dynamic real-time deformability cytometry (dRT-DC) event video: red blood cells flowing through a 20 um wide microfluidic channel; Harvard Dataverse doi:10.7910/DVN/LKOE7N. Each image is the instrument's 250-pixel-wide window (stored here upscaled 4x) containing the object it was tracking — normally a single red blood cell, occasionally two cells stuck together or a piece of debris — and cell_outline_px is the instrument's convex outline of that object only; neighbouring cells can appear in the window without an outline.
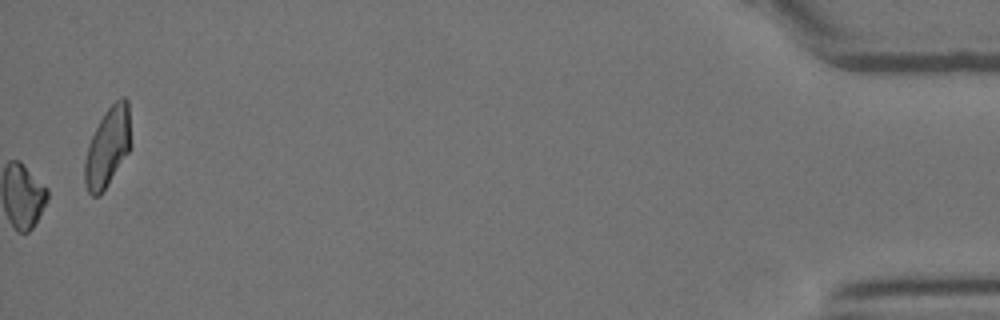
{"species": "Egyptian fruit bat (a non-hibernating species)", "species_latin": "Rousettus aegyptiacus", "temperature_condition": "room temperature", "stored_images_in_passage": 49, "camera_frame_rate_fps": 3000, "um_per_image_px": 0.085, "animal": {"sex": "female"}, "frame": {"image": 1, "passage_image": 49, "time_ms": 16.0, "image_size_px": [1000, 320], "cell_outline_px": [[132, 144], [128, 152], [108, 184], [100, 196], [92, 196], [88, 192], [84, 184], [84, 160], [88, 144], [104, 112], [120, 96], [124, 96], [128, 100]], "centroid_in_image_um": [9.16, 12.49], "position_along_channel_um": 426.0, "area_um2": 21.56}}